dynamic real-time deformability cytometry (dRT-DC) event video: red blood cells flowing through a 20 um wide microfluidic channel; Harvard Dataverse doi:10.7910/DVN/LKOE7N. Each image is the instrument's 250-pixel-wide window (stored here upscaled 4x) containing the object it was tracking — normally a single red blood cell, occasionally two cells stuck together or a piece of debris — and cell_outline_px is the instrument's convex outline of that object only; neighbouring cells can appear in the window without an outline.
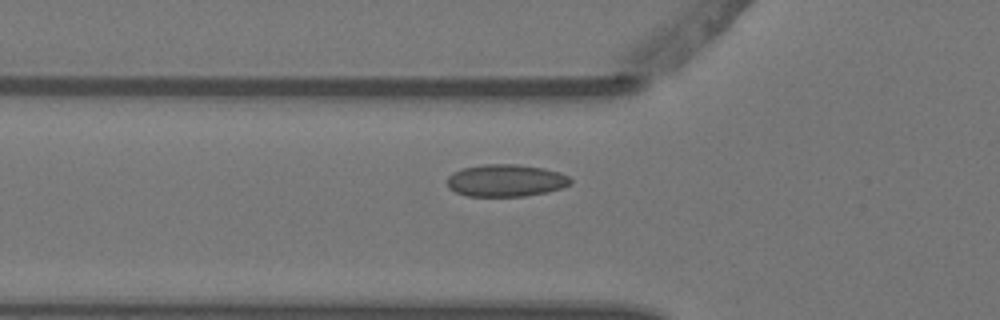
{"species": "Egyptian fruit bat (a non-hibernating species)", "species_latin": "Rousettus aegyptiacus", "temperature_condition": "warm", "stored_images_in_passage": 5, "camera_frame_rate_fps": 3000, "um_per_image_px": 0.085, "animal": {"sex": "female"}, "frame": {"image": 1, "passage_image": 5, "time_ms": 1.333, "image_size_px": [1000, 320], "cell_outline_px": [[572, 184], [548, 192], [524, 196], [468, 196], [456, 192], [448, 188], [448, 176], [452, 172], [464, 168], [484, 164], [516, 164], [544, 168], [560, 172], [568, 176], [572, 180]], "centroid_in_image_um": [43.01, 15.34], "position_along_channel_um": 82.8, "area_um2": 23.24}}